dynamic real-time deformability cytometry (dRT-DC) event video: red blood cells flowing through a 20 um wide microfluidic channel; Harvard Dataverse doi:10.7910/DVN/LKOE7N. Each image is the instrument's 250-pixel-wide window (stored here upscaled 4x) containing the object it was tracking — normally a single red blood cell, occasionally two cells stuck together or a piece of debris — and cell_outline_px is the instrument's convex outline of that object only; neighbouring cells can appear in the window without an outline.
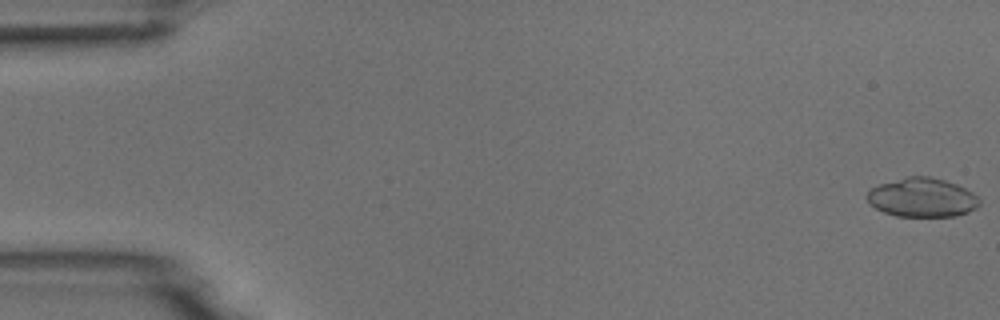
{"species": "common noctule bat (a hibernating species)", "species_latin": "Nyctalus noctula", "temperature_condition": "room temperature", "stored_images_in_passage": 4, "camera_frame_rate_fps": 3000, "um_per_image_px": 0.085, "animal": {"sex": "male", "body_mass_g": 18.8}, "frame": {"image": 1, "passage_image": 1, "time_ms": 0.0, "image_size_px": [1000, 320], "cell_outline_px": [[980, 204], [976, 208], [968, 212], [956, 216], [896, 216], [884, 212], [868, 204], [864, 196], [872, 188], [880, 184], [904, 176], [928, 176], [944, 180], [956, 184], [972, 192], [980, 200]], "centroid_in_image_um": [78.35, 16.79], "position_along_channel_um": 6.6, "area_um2": 25.66}}